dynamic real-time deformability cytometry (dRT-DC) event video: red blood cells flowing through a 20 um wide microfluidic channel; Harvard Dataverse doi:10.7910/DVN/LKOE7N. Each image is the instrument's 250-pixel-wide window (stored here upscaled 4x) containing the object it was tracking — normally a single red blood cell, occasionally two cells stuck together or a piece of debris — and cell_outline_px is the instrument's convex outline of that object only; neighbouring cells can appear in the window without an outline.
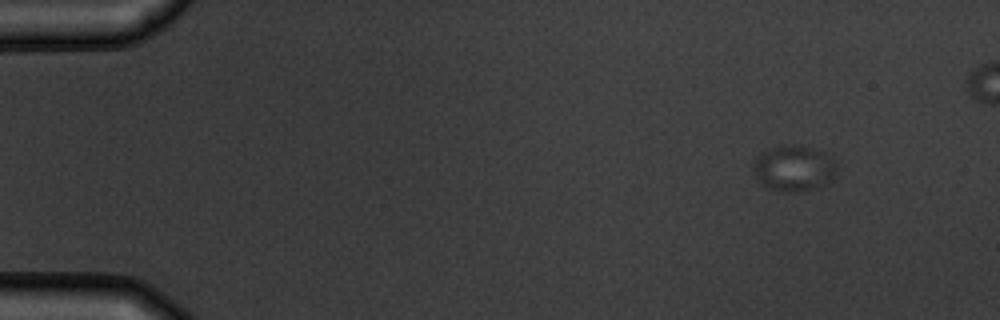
{"species": "common noctule bat (a hibernating species)", "species_latin": "Nyctalus noctula", "temperature_condition": "warm", "stored_images_in_passage": 5, "camera_frame_rate_fps": 3000, "um_per_image_px": 0.085, "animal": {"sex": "male", "body_mass_g": 19.5, "forearm_length_mm": 54.6}, "frame": {"image": 1, "passage_image": 1, "time_ms": 0.0, "image_size_px": [1000, 320], "cell_outline_px": [[836, 164], [832, 176], [816, 188], [796, 192], [780, 192], [768, 188], [756, 180], [752, 172], [752, 164], [764, 152], [772, 148], [784, 144], [796, 144], [820, 148], [832, 156], [836, 160]], "centroid_in_image_um": [67.45, 14.28], "position_along_channel_um": 17.5, "area_um2": 22.54}}
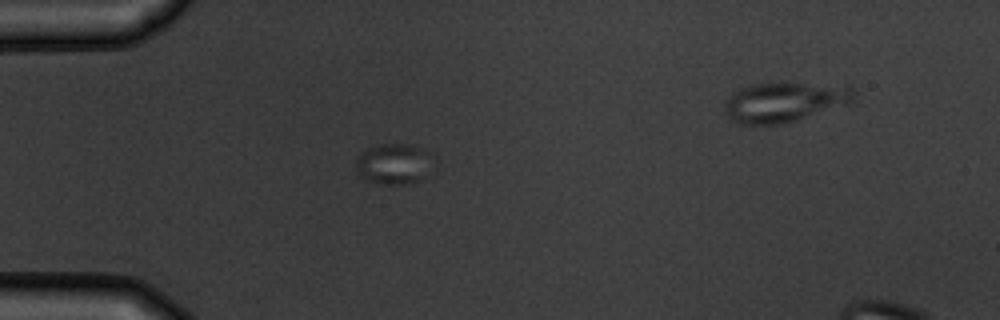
{"frame": {"image": 2, "passage_image": 4, "time_ms": 3.333, "image_size_px": [1000, 320], "cell_outline_px": [[420, 180], [408, 184], [380, 184], [368, 180], [360, 176], [356, 168], [356, 160], [364, 152], [380, 144], [408, 144], [416, 148], [420, 176]], "centroid_in_image_um": [33.12, 13.98], "position_along_channel_um": 51.9, "area_um2": 15.66}}